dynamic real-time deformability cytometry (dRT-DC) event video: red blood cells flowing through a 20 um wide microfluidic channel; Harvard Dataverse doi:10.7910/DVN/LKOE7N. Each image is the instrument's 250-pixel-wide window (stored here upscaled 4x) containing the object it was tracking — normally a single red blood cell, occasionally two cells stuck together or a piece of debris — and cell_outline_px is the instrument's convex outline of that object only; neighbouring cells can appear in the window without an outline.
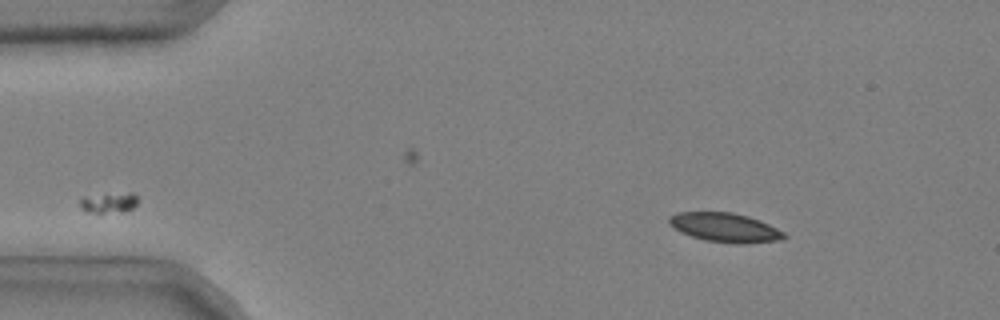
{"species": "common noctule bat (a hibernating species)", "species_latin": "Nyctalus noctula", "temperature_condition": "cold", "stored_images_in_passage": 39, "camera_frame_rate_fps": 3000, "um_per_image_px": 0.085, "animal": {"sex": "male", "body_mass_g": 20.4}, "frame": {"image": 1, "passage_image": 2, "time_ms": 0.333, "image_size_px": [1000, 320], "cell_outline_px": [[788, 236], [784, 240], [744, 244], [736, 244], [704, 240], [680, 232], [668, 224], [668, 216], [676, 212], [732, 212], [748, 216], [760, 220], [784, 232]], "centroid_in_image_um": [61.63, 19.34], "position_along_channel_um": 23.4, "area_um2": 19.83}}
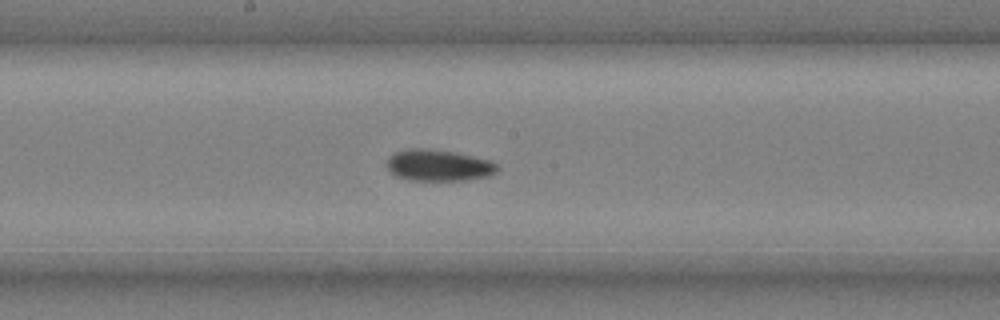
{"frame": {"image": 2, "passage_image": 23, "time_ms": 7.333, "image_size_px": [1000, 320], "cell_outline_px": [[500, 168], [492, 176], [464, 180], [412, 180], [396, 176], [388, 168], [388, 156], [404, 148], [428, 148], [456, 152], [492, 160]], "centroid_in_image_um": [37.32, 14.04], "position_along_channel_um": 210.9, "area_um2": 20.46}}
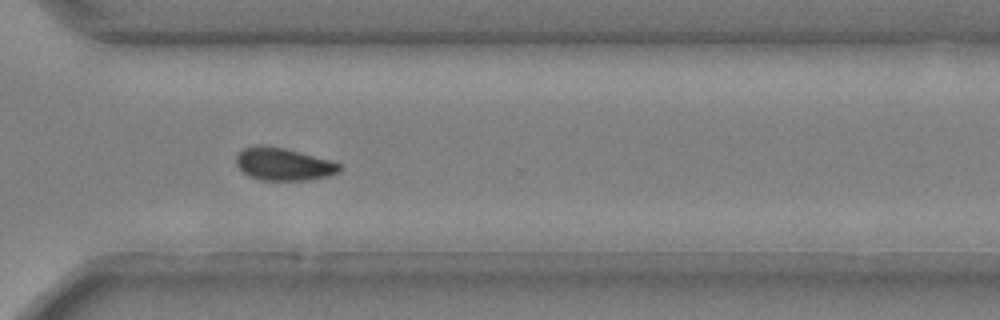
{"frame": {"image": 3, "passage_image": 34, "time_ms": 11.0, "image_size_px": [1000, 320], "cell_outline_px": [[340, 172], [328, 176], [312, 180], [260, 180], [248, 176], [236, 164], [236, 156], [244, 148], [260, 144], [284, 148], [332, 160], [340, 164]], "centroid_in_image_um": [24.11, 13.96], "position_along_channel_um": 346.5, "area_um2": 19.71}, "authors_computed_cell_mechanics": {"area_um2": 19.941, "velocity_mm_per_s": 3.6818, "shape_relaxation_time_tau1_ms": null, "shape_relaxation_time_tau2_ms": 3.5611, "deformation_change_tau1": null, "deformation_change_tau2": 0.0418}}